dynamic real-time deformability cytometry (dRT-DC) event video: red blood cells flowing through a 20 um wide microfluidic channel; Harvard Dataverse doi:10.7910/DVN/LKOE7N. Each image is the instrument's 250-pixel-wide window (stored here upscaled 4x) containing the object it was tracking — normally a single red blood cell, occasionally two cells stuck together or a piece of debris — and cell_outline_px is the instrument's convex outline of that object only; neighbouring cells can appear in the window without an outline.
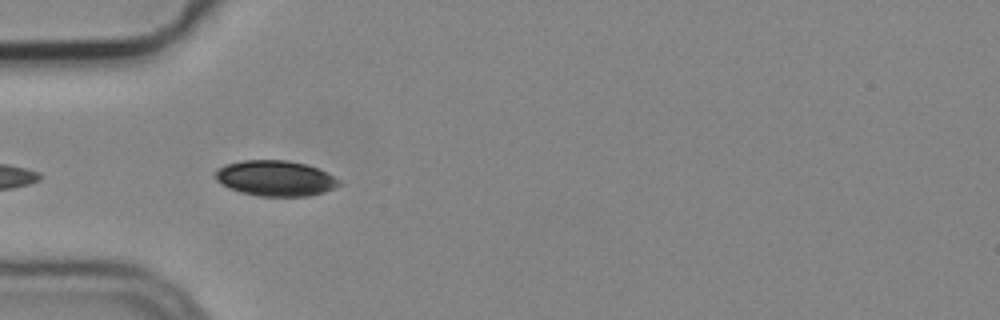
{"species": "common noctule bat (a hibernating species)", "species_latin": "Nyctalus noctula", "temperature_condition": "cold", "stored_images_in_passage": 7, "camera_frame_rate_fps": 3000, "um_per_image_px": 0.085, "animal": {"sex": "male", "body_mass_g": 19.2, "forearm_length_mm": 51.8}, "frame": {"image": 1, "passage_image": 4, "time_ms": 1.0, "image_size_px": [1000, 320], "cell_outline_px": [[340, 184], [324, 192], [308, 196], [260, 196], [240, 192], [228, 188], [216, 180], [212, 176], [212, 172], [216, 168], [224, 164], [244, 160], [288, 160], [304, 164], [316, 168], [340, 180]], "centroid_in_image_um": [23.31, 15.15], "position_along_channel_um": 61.7, "area_um2": 25.66}}
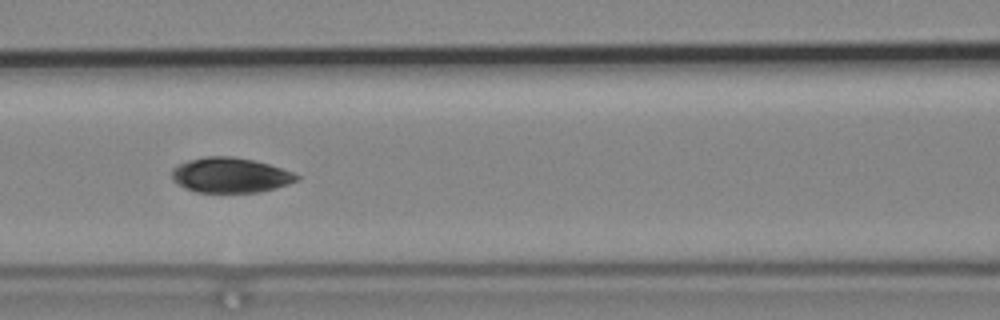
{"frame": {"image": 2, "passage_image": 6, "time_ms": 1.667, "image_size_px": [1000, 320], "cell_outline_px": [[300, 176], [296, 180], [288, 184], [260, 192], [196, 192], [172, 180], [172, 168], [176, 164], [188, 160], [204, 156], [232, 156], [256, 160], [292, 172]], "centroid_in_image_um": [19.55, 14.87], "position_along_channel_um": 147.0, "area_um2": 25.43}}
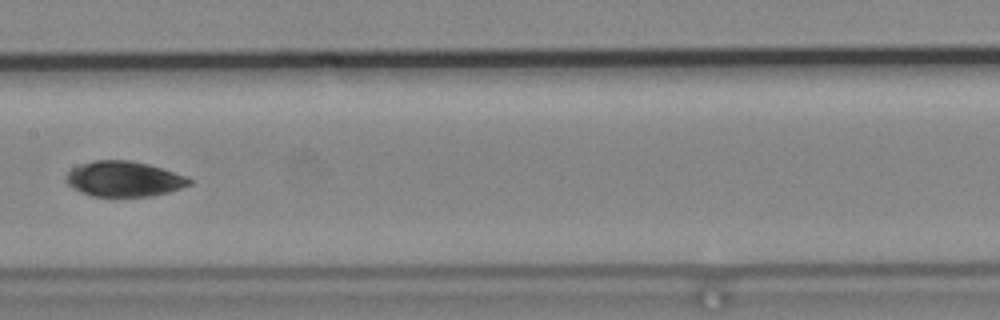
{"frame": {"image": 3, "passage_image": 7, "time_ms": 2.0, "image_size_px": [1000, 320], "cell_outline_px": [[192, 184], [168, 192], [152, 196], [92, 196], [80, 192], [72, 188], [64, 180], [64, 176], [72, 168], [80, 164], [96, 160], [128, 160], [148, 164], [188, 176], [192, 180]], "centroid_in_image_um": [10.52, 15.21], "position_along_channel_um": 196.9, "area_um2": 25.49}}